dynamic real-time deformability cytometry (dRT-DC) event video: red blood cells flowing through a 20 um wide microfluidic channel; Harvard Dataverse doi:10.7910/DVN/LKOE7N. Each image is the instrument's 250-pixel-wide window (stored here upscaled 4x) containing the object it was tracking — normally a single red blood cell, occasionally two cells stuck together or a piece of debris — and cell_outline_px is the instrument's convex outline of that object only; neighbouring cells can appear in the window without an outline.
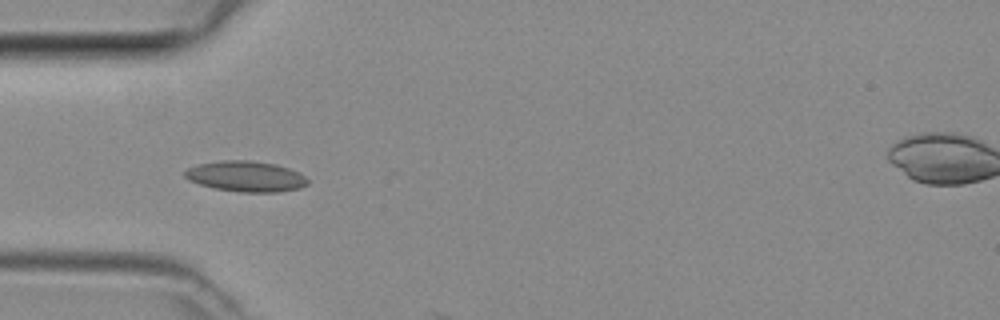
{"species": "common noctule bat (a hibernating species)", "species_latin": "Nyctalus noctula", "temperature_condition": "room temperature", "stored_images_in_passage": 4, "camera_frame_rate_fps": 3000, "um_per_image_px": 0.085, "animal": {"sex": "female", "body_mass_g": 29.2, "forearm_length_mm": 56.3}, "frame": {"image": 1, "passage_image": 4, "time_ms": 1.0, "image_size_px": [1000, 320], "cell_outline_px": [[308, 184], [300, 188], [276, 192], [240, 192], [212, 188], [188, 180], [184, 176], [184, 172], [188, 168], [196, 164], [220, 160], [252, 160], [276, 164], [300, 172], [308, 180]], "centroid_in_image_um": [20.88, 14.98], "position_along_channel_um": 64.1, "area_um2": 22.14}}